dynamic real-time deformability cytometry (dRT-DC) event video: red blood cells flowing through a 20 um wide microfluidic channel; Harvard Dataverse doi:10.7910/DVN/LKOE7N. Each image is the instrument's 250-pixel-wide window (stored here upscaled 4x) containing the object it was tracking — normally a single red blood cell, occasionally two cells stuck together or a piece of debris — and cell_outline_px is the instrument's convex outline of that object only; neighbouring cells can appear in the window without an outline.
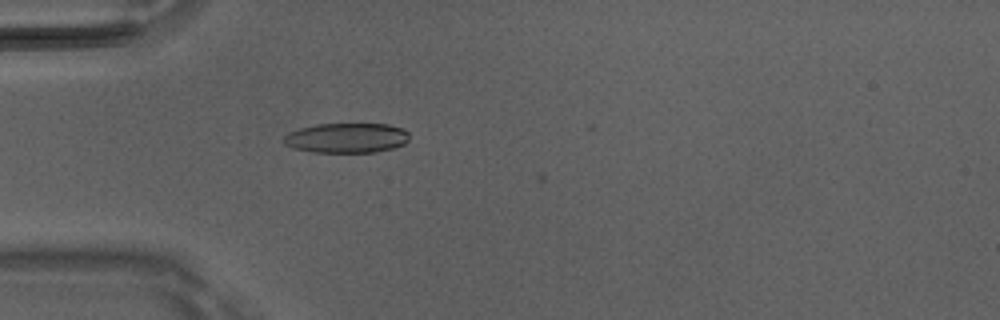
{"species": "Egyptian fruit bat (a non-hibernating species)", "species_latin": "Rousettus aegyptiacus", "temperature_condition": "room temperature", "stored_images_in_passage": 1, "camera_frame_rate_fps": 3000, "um_per_image_px": 0.085, "animal": {"sex": "male"}, "frame": {"image": 1, "passage_image": 1, "time_ms": 0.0, "image_size_px": [1000, 320], "cell_outline_px": [[408, 140], [404, 144], [396, 148], [376, 152], [312, 152], [296, 148], [284, 144], [284, 136], [288, 132], [300, 128], [316, 124], [388, 124], [404, 128], [408, 132]], "centroid_in_image_um": [29.5, 11.72], "position_along_channel_um": 55.5, "area_um2": 21.96}}